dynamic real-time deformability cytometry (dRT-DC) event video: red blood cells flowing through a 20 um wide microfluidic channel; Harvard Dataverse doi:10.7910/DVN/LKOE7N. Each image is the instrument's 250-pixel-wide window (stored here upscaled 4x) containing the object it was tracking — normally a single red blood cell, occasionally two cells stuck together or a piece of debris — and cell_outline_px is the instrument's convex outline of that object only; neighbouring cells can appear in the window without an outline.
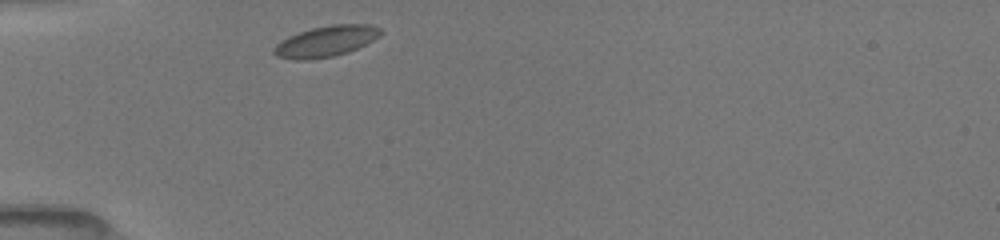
{"species": "common noctule bat (a hibernating species)", "species_latin": "Nyctalus noctula", "temperature_condition": "room temperature", "stored_images_in_passage": 20, "camera_frame_rate_fps": 3000, "um_per_image_px": 0.085, "animal": {"sex": "female", "body_mass_g": 19.5, "forearm_length_mm": 54.1}, "frame": {"image": 1, "passage_image": 1, "time_ms": 0.0, "image_size_px": [1000, 240], "cell_outline_px": [[384, 32], [380, 36], [348, 52], [332, 56], [304, 60], [292, 60], [276, 56], [272, 52], [272, 48], [280, 40], [288, 36], [312, 28], [332, 24], [368, 24], [380, 28]], "centroid_in_image_um": [27.67, 3.51], "position_along_channel_um": 57.3, "area_um2": 19.19}}
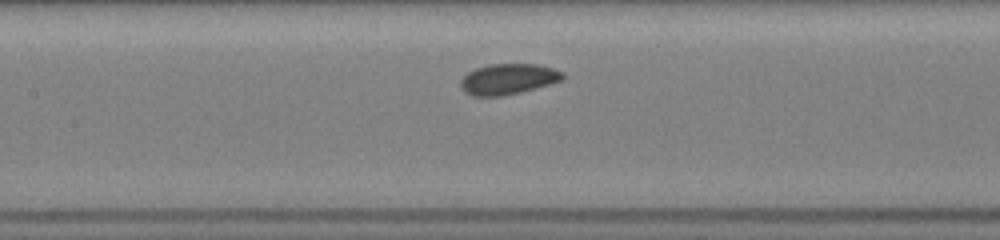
{"frame": {"image": 2, "passage_image": 11, "time_ms": 3.0, "image_size_px": [1000, 240], "cell_outline_px": [[564, 80], [520, 92], [500, 96], [472, 96], [464, 92], [460, 88], [460, 80], [468, 72], [476, 68], [488, 64], [536, 64], [556, 68], [564, 72]], "centroid_in_image_um": [43.2, 6.71], "position_along_channel_um": 164.2, "area_um2": 18.44}}
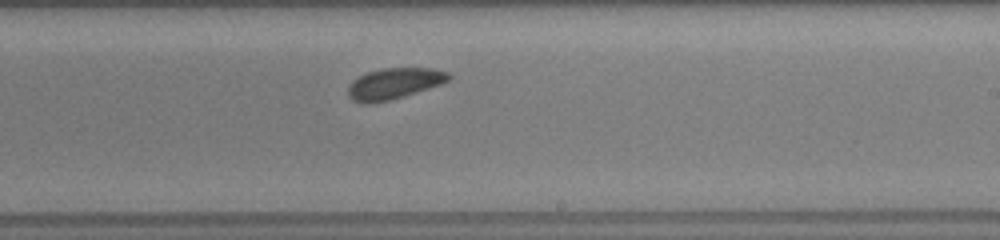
{"frame": {"image": 3, "passage_image": 19, "time_ms": 5.333, "image_size_px": [1000, 240], "cell_outline_px": [[452, 76], [448, 80], [440, 84], [428, 88], [388, 100], [368, 104], [364, 104], [352, 100], [348, 96], [348, 84], [352, 80], [368, 72], [380, 68], [432, 68], [448, 72]], "centroid_in_image_um": [33.46, 7.09], "position_along_channel_um": 255.5, "area_um2": 18.03}}